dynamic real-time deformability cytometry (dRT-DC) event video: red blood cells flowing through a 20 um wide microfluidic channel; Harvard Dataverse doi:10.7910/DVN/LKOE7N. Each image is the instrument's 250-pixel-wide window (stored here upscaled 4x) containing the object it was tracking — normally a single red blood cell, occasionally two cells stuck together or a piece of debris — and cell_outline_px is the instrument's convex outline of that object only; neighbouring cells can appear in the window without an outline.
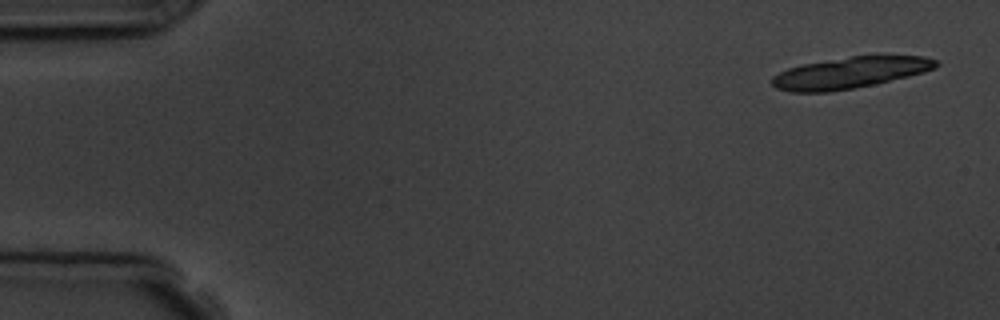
{"species": "common noctule bat (a hibernating species)", "species_latin": "Nyctalus noctula", "temperature_condition": "room temperature", "stored_images_in_passage": 7, "camera_frame_rate_fps": 3000, "um_per_image_px": 0.085, "animal": {"sex": "male", "body_mass_g": 19.5, "forearm_length_mm": 54.6}, "frame": {"image": 1, "passage_image": 1, "time_ms": 0.0, "image_size_px": [1000, 320], "cell_outline_px": [[940, 64], [936, 68], [924, 72], [908, 76], [856, 88], [828, 92], [792, 92], [776, 88], [772, 84], [772, 76], [788, 68], [800, 64], [852, 56], [924, 56], [936, 60]], "centroid_in_image_um": [72.24, 6.18], "position_along_channel_um": 12.8, "area_um2": 29.82}}